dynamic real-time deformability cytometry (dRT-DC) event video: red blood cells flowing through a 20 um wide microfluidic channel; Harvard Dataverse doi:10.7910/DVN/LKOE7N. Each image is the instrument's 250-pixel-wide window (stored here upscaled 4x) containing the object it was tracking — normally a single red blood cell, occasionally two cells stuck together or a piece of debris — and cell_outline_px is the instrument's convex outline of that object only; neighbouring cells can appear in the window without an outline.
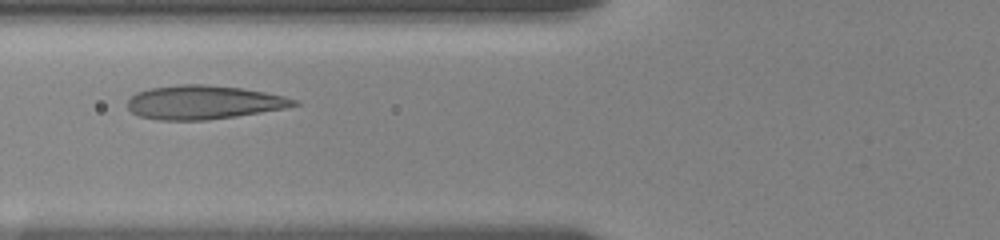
{"species": "human", "species_latin": "Homo sapiens", "temperature_condition": "room temperature", "stored_images_in_passage": 7, "camera_frame_rate_fps": 3000, "um_per_image_px": 0.085, "donor": {"sex": "female"}, "frame": {"image": 1, "passage_image": 6, "time_ms": 4.0, "image_size_px": [1000, 240], "cell_outline_px": [[300, 104], [284, 108], [236, 116], [208, 120], [160, 120], [140, 116], [132, 112], [128, 108], [128, 100], [136, 92], [152, 88], [180, 84], [204, 84], [240, 88], [264, 92], [284, 96], [296, 100]], "centroid_in_image_um": [17.29, 8.7], "position_along_channel_um": 108.5, "area_um2": 32.48}}